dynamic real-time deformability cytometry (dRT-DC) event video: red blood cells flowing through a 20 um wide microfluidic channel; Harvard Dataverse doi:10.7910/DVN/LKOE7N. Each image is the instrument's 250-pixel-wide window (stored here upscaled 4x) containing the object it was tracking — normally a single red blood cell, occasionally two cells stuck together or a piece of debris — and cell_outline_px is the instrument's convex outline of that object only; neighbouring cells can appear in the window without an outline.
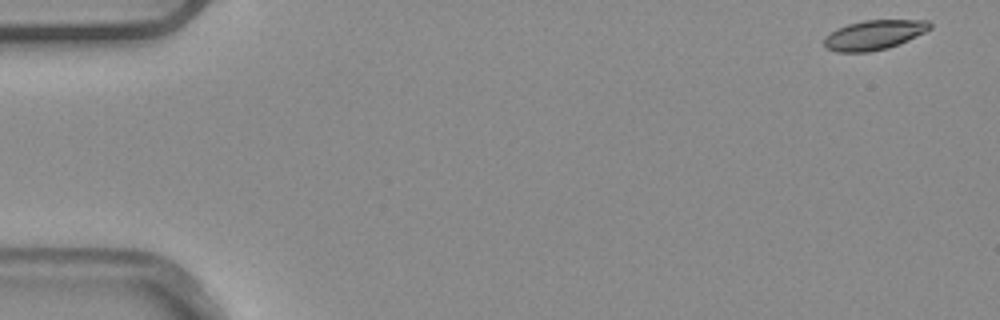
{"species": "common noctule bat (a hibernating species)", "species_latin": "Nyctalus noctula", "temperature_condition": "warm", "stored_images_in_passage": 4, "camera_frame_rate_fps": 3000, "um_per_image_px": 0.085, "animal": {"sex": "male", "body_mass_g": 20.4}, "frame": {"image": 1, "passage_image": 1, "time_ms": 0.0, "image_size_px": [1000, 320], "cell_outline_px": [[932, 28], [908, 40], [888, 48], [868, 52], [836, 52], [828, 48], [824, 44], [824, 36], [836, 28], [848, 24], [864, 20], [928, 20], [932, 24]], "centroid_in_image_um": [74.28, 2.96], "position_along_channel_um": 10.7, "area_um2": 18.26}}
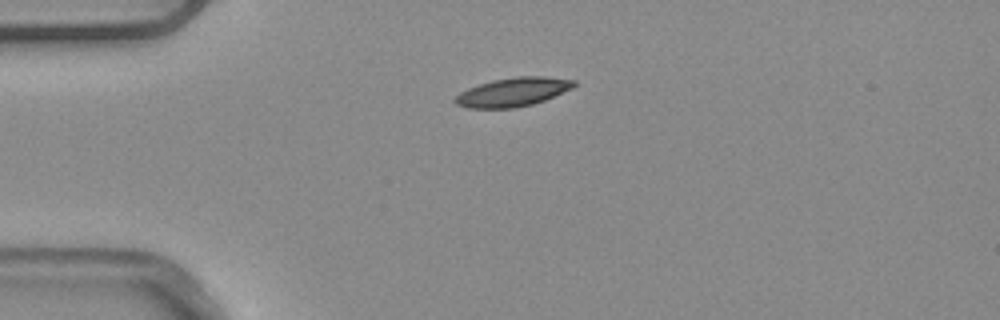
{"frame": {"image": 2, "passage_image": 4, "time_ms": 1.0, "image_size_px": [1000, 320], "cell_outline_px": [[576, 84], [572, 88], [544, 100], [532, 104], [512, 108], [468, 108], [456, 104], [452, 100], [460, 92], [468, 88], [492, 80], [516, 76], [544, 76], [576, 80]], "centroid_in_image_um": [43.58, 7.82], "position_along_channel_um": 41.4, "area_um2": 19.88}}